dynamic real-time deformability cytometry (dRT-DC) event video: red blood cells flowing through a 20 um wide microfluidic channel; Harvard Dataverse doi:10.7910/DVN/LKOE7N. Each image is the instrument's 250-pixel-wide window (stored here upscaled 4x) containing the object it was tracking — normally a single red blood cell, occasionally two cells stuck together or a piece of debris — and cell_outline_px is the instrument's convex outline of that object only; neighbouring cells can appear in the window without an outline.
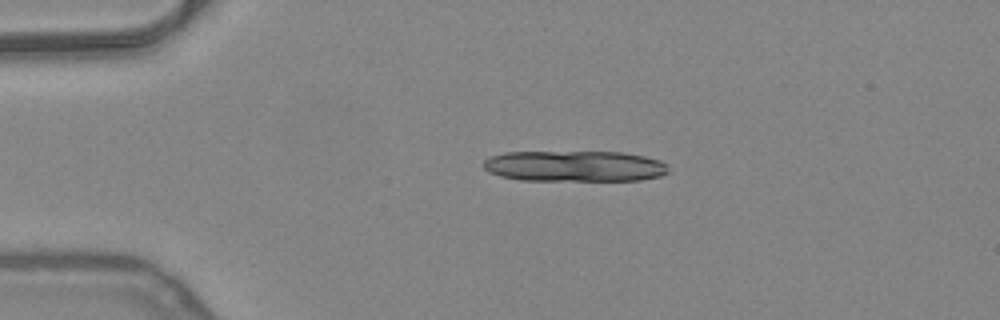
{"species": "common noctule bat (a hibernating species)", "species_latin": "Nyctalus noctula", "temperature_condition": "warm", "stored_images_in_passage": 9, "camera_frame_rate_fps": 3000, "um_per_image_px": 0.085, "animal": {"sex": "female", "body_mass_g": 24.6, "forearm_length_mm": 56.2}, "frame": {"image": 1, "passage_image": 1, "time_ms": 0.0, "image_size_px": [1000, 320], "cell_outline_px": [[668, 172], [660, 176], [640, 180], [520, 180], [500, 176], [488, 172], [484, 168], [484, 160], [492, 156], [504, 152], [624, 152], [644, 156], [660, 160], [668, 164]], "centroid_in_image_um": [48.85, 14.12], "position_along_channel_um": 36.1, "area_um2": 33.41}}